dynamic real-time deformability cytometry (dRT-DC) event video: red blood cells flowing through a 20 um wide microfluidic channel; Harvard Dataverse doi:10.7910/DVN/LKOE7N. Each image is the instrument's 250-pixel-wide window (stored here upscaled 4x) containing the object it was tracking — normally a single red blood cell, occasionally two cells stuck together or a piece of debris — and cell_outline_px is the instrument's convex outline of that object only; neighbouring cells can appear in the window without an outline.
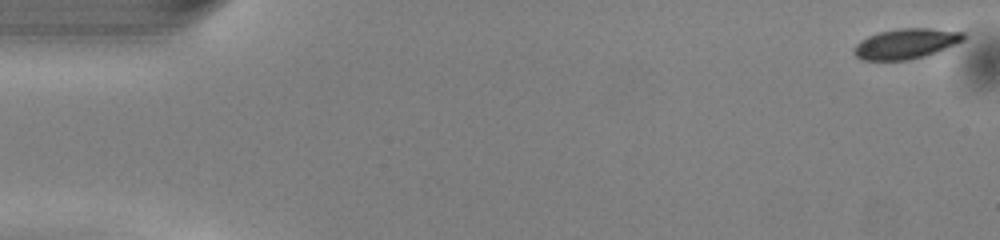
{"species": "common noctule bat (a hibernating species)", "species_latin": "Nyctalus noctula", "temperature_condition": "warm", "stored_images_in_passage": 50, "camera_frame_rate_fps": 3000, "um_per_image_px": 0.085, "animal": {"sex": "male", "body_mass_g": 13.0, "forearm_length_mm": 53.1}, "frame": {"image": 1, "passage_image": 1, "time_ms": 0.0, "image_size_px": [1000, 240], "cell_outline_px": [[964, 40], [956, 44], [936, 52], [924, 56], [908, 60], [864, 60], [856, 56], [852, 52], [856, 44], [860, 40], [868, 36], [880, 32], [900, 28], [928, 28], [964, 32]], "centroid_in_image_um": [76.99, 3.71], "position_along_channel_um": 8.0, "area_um2": 19.19}}
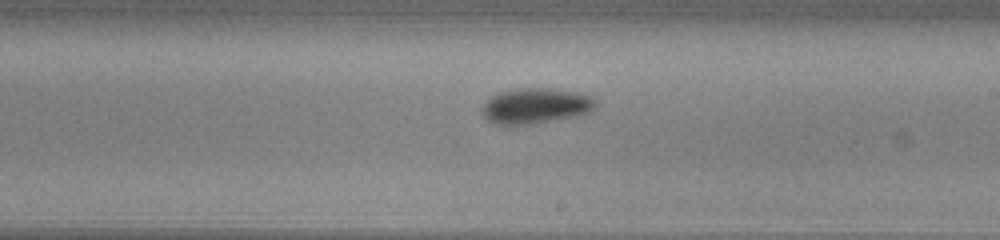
{"frame": {"image": 2, "passage_image": 29, "time_ms": 9.333, "image_size_px": [1000, 240], "cell_outline_px": [[600, 104], [596, 108], [588, 112], [576, 116], [532, 124], [496, 124], [488, 120], [480, 112], [480, 108], [492, 96], [500, 92], [516, 88], [548, 88], [580, 92], [592, 96]], "centroid_in_image_um": [45.57, 8.98], "position_along_channel_um": 243.4, "area_um2": 23.7}}
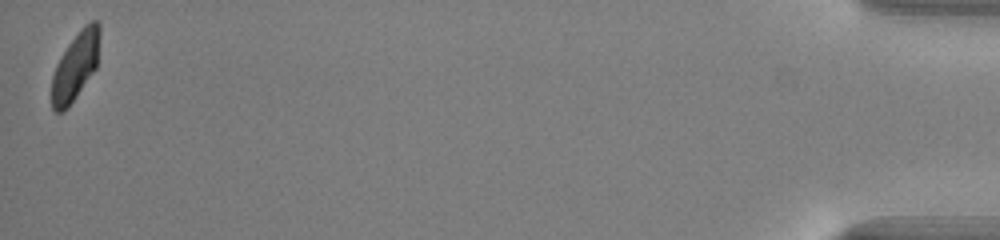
{"frame": {"image": 3, "passage_image": 50, "time_ms": 16.333, "image_size_px": [1000, 240], "cell_outline_px": [[100, 32], [96, 68], [68, 108], [64, 112], [56, 112], [52, 108], [52, 76], [56, 64], [60, 56], [68, 44], [80, 28], [84, 24], [92, 20], [96, 20], [100, 24]], "centroid_in_image_um": [6.41, 5.6], "position_along_channel_um": 428.8, "area_um2": 19.07}, "authors_computed_cell_mechanics": {"area_um2": 20.7502, "velocity_mm_per_s": 4.0653, "shape_relaxation_time_tau1_ms": 2.256, "shape_relaxation_time_tau2_ms": null, "deformation_change_tau1": 0.1095, "deformation_change_tau2": null}}